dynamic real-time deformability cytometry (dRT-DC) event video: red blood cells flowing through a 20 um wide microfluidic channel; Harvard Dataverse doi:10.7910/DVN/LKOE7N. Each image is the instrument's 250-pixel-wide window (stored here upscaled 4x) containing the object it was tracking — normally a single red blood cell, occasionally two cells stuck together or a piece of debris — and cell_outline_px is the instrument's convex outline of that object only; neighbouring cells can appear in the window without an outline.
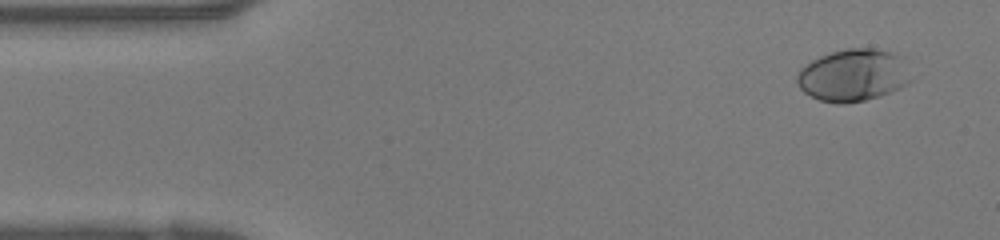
{"species": "human", "species_latin": "Homo sapiens", "temperature_condition": "warm", "stored_images_in_passage": 40, "camera_frame_rate_fps": 3000, "um_per_image_px": 0.085, "donor": {"sex": "female"}, "frame": {"image": 1, "passage_image": 3, "time_ms": 0.667, "image_size_px": [1000, 240], "cell_outline_px": [[912, 80], [908, 84], [900, 88], [880, 96], [864, 100], [844, 104], [836, 104], [820, 100], [804, 92], [800, 88], [796, 80], [796, 76], [800, 68], [812, 60], [820, 56], [832, 52], [848, 48], [872, 48], [896, 52], [904, 56]], "centroid_in_image_um": [72.57, 6.38], "position_along_channel_um": 12.4, "area_um2": 35.14}}
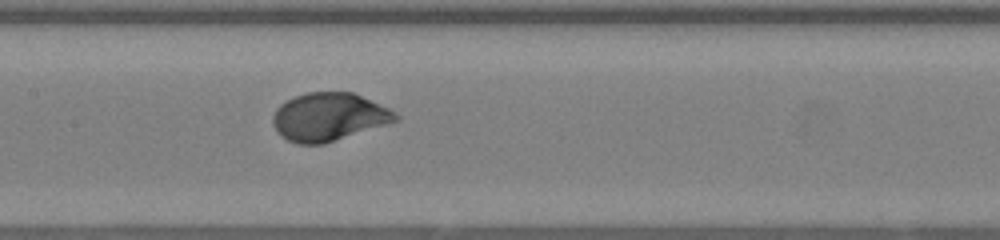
{"frame": {"image": 2, "passage_image": 19, "time_ms": 6.0, "image_size_px": [1000, 240], "cell_outline_px": [[400, 120], [388, 124], [324, 144], [296, 144], [288, 140], [276, 128], [272, 120], [272, 116], [276, 108], [280, 104], [296, 96], [308, 92], [352, 92], [388, 108], [396, 112], [400, 116]], "centroid_in_image_um": [27.98, 9.94], "position_along_channel_um": 179.4, "area_um2": 34.16}}
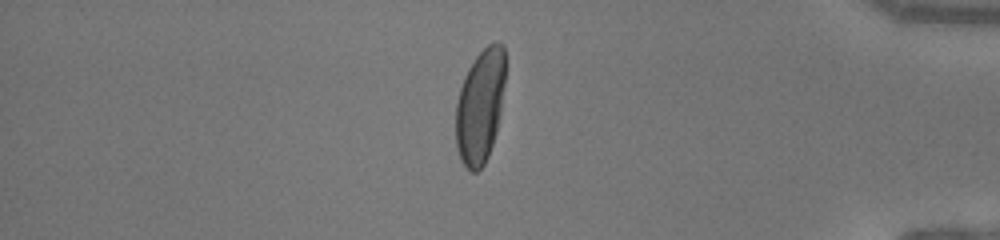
{"frame": {"image": 3, "passage_image": 34, "time_ms": 11.0, "image_size_px": [1000, 240], "cell_outline_px": [[504, 84], [500, 112], [496, 132], [488, 156], [484, 164], [476, 172], [472, 172], [460, 160], [456, 148], [456, 104], [460, 88], [464, 76], [468, 68], [476, 56], [488, 44], [496, 40], [504, 44]], "centroid_in_image_um": [40.8, 9.01], "position_along_channel_um": 394.4, "area_um2": 32.83}}